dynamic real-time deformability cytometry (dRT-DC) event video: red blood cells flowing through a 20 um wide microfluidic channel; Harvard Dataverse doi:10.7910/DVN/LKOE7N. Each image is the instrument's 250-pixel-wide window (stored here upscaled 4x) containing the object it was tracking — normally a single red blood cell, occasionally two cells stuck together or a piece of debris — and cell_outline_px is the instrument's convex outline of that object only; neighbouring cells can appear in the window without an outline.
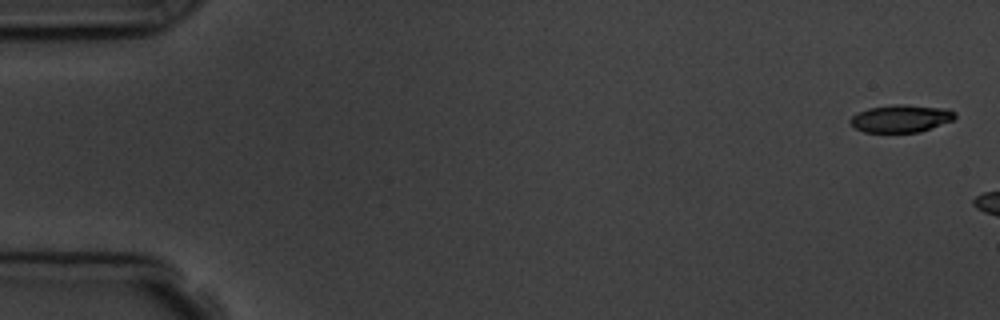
{"species": "common noctule bat (a hibernating species)", "species_latin": "Nyctalus noctula", "temperature_condition": "room temperature", "stored_images_in_passage": 3, "camera_frame_rate_fps": 3000, "um_per_image_px": 0.085, "animal": {"sex": "male", "body_mass_g": 19.5, "forearm_length_mm": 54.6}, "frame": {"image": 1, "passage_image": 1, "time_ms": 0.0, "image_size_px": [1000, 320], "cell_outline_px": [[956, 116], [952, 120], [920, 132], [864, 132], [856, 128], [848, 120], [856, 112], [868, 108], [896, 104], [904, 104], [948, 108], [956, 112]], "centroid_in_image_um": [76.58, 10.06], "position_along_channel_um": 8.4, "area_um2": 16.88}}